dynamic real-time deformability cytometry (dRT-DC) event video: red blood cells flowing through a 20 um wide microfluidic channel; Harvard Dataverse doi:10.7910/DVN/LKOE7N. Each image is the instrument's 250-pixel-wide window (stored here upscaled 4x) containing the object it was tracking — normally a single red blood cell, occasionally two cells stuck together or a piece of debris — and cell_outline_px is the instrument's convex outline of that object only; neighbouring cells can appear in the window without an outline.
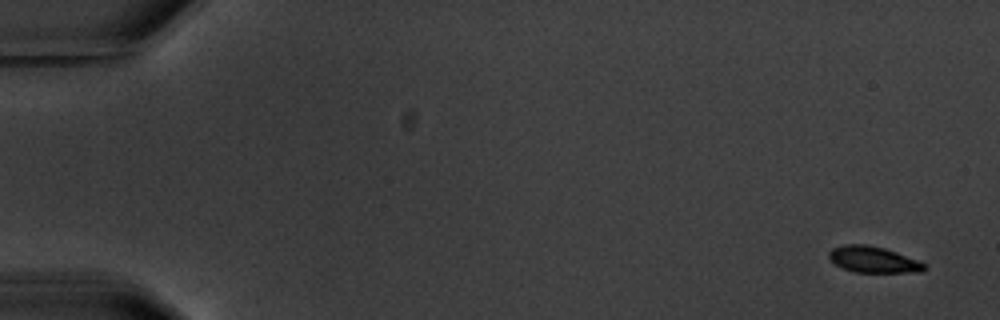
{"species": "common noctule bat (a hibernating species)", "species_latin": "Nyctalus noctula", "temperature_condition": "warm", "stored_images_in_passage": 6, "camera_frame_rate_fps": 3000, "um_per_image_px": 0.085, "animal": {"sex": "male", "body_mass_g": 20.1, "forearm_length_mm": 53.5}, "frame": {"image": 1, "passage_image": 1, "time_ms": 0.0, "image_size_px": [1000, 320], "cell_outline_px": [[924, 268], [920, 272], [852, 272], [836, 264], [828, 256], [828, 252], [832, 248], [844, 244], [868, 244], [884, 248], [920, 260], [924, 264]], "centroid_in_image_um": [74.21, 22.05], "position_along_channel_um": 10.8, "area_um2": 14.51}}
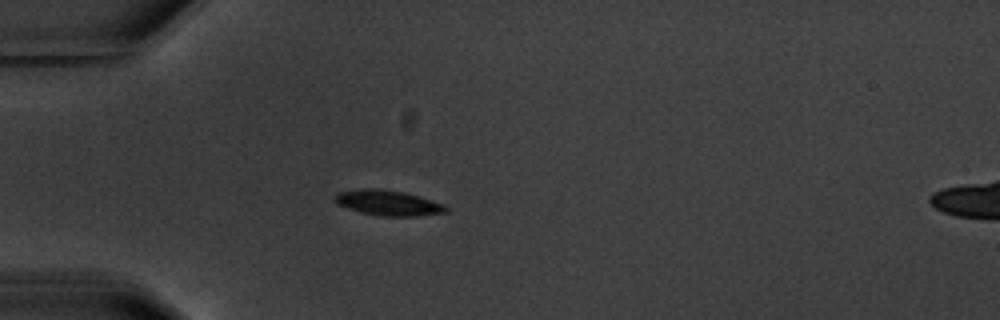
{"frame": {"image": 2, "passage_image": 5, "time_ms": 5.0, "image_size_px": [1000, 320], "cell_outline_px": [[448, 212], [416, 216], [380, 216], [360, 212], [336, 204], [336, 196], [340, 192], [364, 188], [380, 188], [404, 192], [444, 204], [448, 208]], "centroid_in_image_um": [33.01, 17.25], "position_along_channel_um": 52.0, "area_um2": 16.24}}